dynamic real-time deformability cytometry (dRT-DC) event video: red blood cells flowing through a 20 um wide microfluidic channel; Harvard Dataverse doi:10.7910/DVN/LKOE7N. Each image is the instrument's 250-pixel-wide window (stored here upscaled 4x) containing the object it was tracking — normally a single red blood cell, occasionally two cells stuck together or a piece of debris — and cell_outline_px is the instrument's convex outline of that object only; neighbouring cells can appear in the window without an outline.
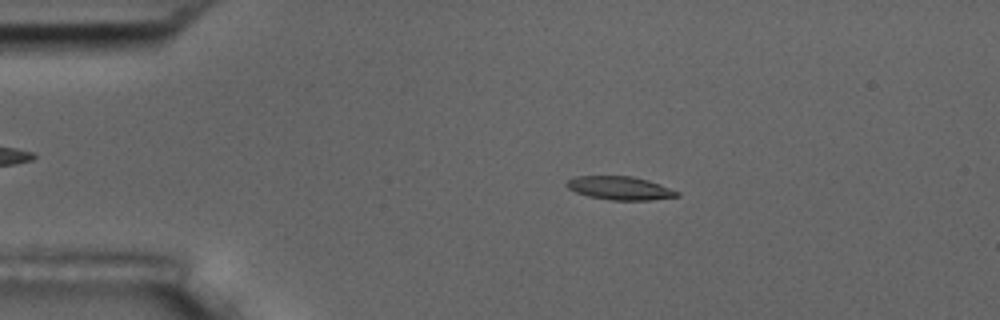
{"species": "common noctule bat (a hibernating species)", "species_latin": "Nyctalus noctula", "temperature_condition": "room temperature", "stored_images_in_passage": 55, "camera_frame_rate_fps": 3000, "um_per_image_px": 0.085, "animal": {"sex": "male", "body_mass_g": 17.5, "forearm_length_mm": 52.3}, "frame": {"image": 1, "passage_image": 11, "time_ms": 3.333, "image_size_px": [1000, 320], "cell_outline_px": [[680, 196], [648, 200], [612, 200], [588, 196], [576, 192], [568, 188], [564, 184], [568, 180], [576, 176], [632, 176], [648, 180], [660, 184], [680, 192]], "centroid_in_image_um": [52.69, 15.98], "position_along_channel_um": 32.3, "area_um2": 15.03}}
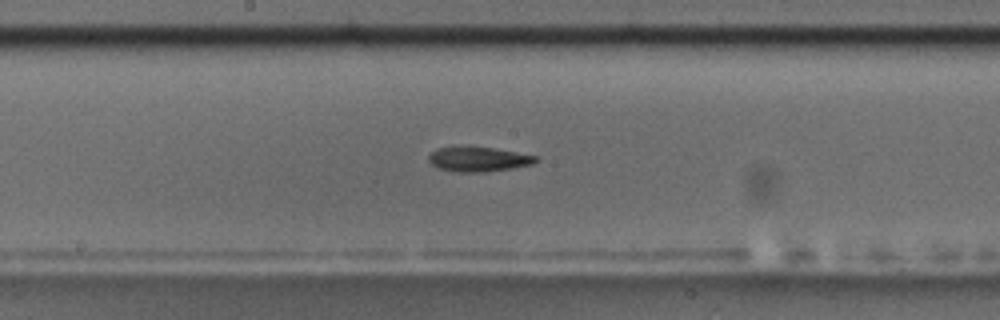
{"frame": {"image": 2, "passage_image": 29, "time_ms": 9.333, "image_size_px": [1000, 320], "cell_outline_px": [[540, 160], [532, 164], [512, 168], [488, 172], [452, 172], [440, 168], [432, 164], [428, 160], [428, 156], [436, 148], [452, 144], [460, 144], [492, 148], [516, 152], [536, 156]], "centroid_in_image_um": [40.6, 13.5], "position_along_channel_um": 207.6, "area_um2": 16.01}}
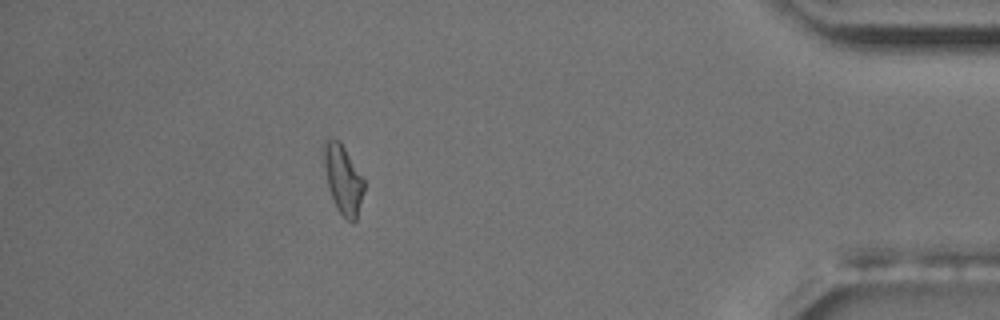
{"frame": {"image": 3, "passage_image": 49, "time_ms": 16.0, "image_size_px": [1000, 320], "cell_outline_px": [[364, 188], [356, 220], [352, 224], [336, 208], [328, 188], [324, 172], [320, 152], [324, 140], [328, 136], [336, 140], [344, 148], [364, 180]], "centroid_in_image_um": [29.08, 15.2], "position_along_channel_um": 406.1, "area_um2": 16.3}, "authors_computed_cell_mechanics": {"area_um2": 15.4904, "velocity_mm_per_s": 3.7026, "shape_relaxation_time_tau1_ms": 6.643, "shape_relaxation_time_tau2_ms": 9.9603, "deformation_change_tau1": 0.2239, "deformation_change_tau2": 0.1844}}